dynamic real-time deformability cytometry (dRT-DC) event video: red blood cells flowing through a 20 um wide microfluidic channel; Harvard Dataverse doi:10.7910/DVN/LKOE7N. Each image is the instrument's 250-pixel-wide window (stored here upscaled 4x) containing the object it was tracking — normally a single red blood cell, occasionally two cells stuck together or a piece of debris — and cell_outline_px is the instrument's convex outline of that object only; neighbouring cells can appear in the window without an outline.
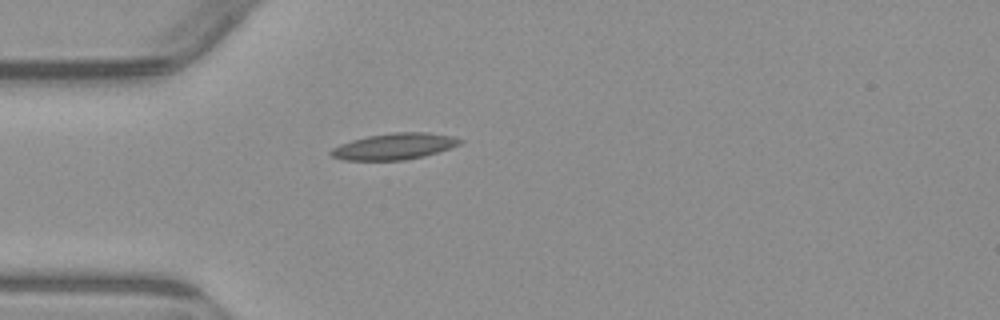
{"species": "common noctule bat (a hibernating species)", "species_latin": "Nyctalus noctula", "temperature_condition": "warm", "stored_images_in_passage": 1, "camera_frame_rate_fps": 3000, "um_per_image_px": 0.085, "animal": {"sex": "male", "body_mass_g": 23.1, "forearm_length_mm": 52.7}, "frame": {"image": 1, "passage_image": 1, "time_ms": 0.0, "image_size_px": [1000, 320], "cell_outline_px": [[464, 140], [460, 144], [424, 156], [404, 160], [344, 160], [332, 156], [328, 152], [332, 148], [340, 144], [352, 140], [368, 136], [392, 132], [428, 132], [452, 136]], "centroid_in_image_um": [33.5, 12.44], "position_along_channel_um": 51.5, "area_um2": 19.65}}